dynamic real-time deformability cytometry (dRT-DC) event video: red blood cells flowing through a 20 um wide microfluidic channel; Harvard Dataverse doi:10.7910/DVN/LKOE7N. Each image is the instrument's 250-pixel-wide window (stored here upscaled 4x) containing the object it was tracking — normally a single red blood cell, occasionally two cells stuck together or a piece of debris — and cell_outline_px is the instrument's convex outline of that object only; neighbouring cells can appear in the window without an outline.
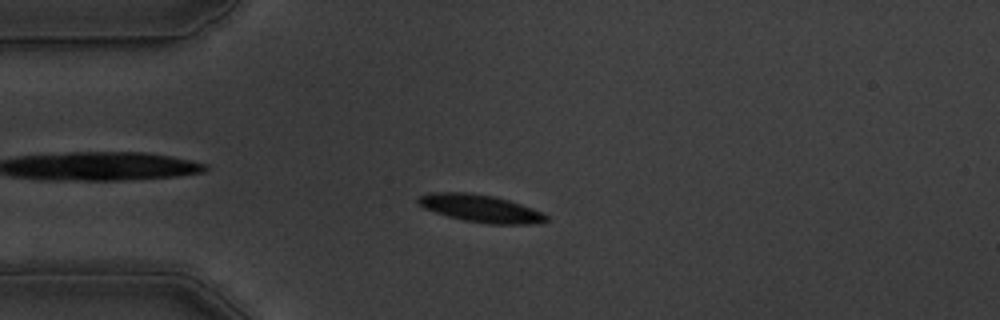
{"species": "common noctule bat (a hibernating species)", "species_latin": "Nyctalus noctula", "temperature_condition": "warm", "stored_images_in_passage": 57, "camera_frame_rate_fps": 3000, "um_per_image_px": 0.085, "animal": {"sex": "male", "body_mass_g": 19.5, "forearm_length_mm": 54.6}, "frame": {"image": 1, "passage_image": 14, "time_ms": 4.333, "image_size_px": [1000, 320], "cell_outline_px": [[548, 220], [540, 224], [488, 224], [464, 220], [448, 216], [424, 208], [416, 200], [420, 196], [428, 192], [472, 192], [496, 196], [544, 212], [548, 216]], "centroid_in_image_um": [40.89, 17.71], "position_along_channel_um": 44.1, "area_um2": 20.69}}
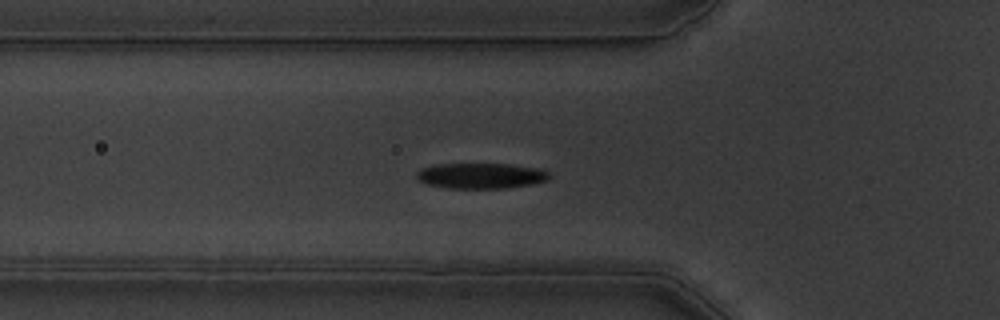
{"frame": {"image": 2, "passage_image": 19, "time_ms": 6.0, "image_size_px": [1000, 320], "cell_outline_px": [[552, 176], [548, 180], [532, 184], [508, 188], [448, 188], [428, 184], [416, 180], [416, 172], [420, 168], [432, 164], [508, 164], [540, 168], [548, 172]], "centroid_in_image_um": [40.86, 14.93], "position_along_channel_um": 84.9, "area_um2": 20.0}}
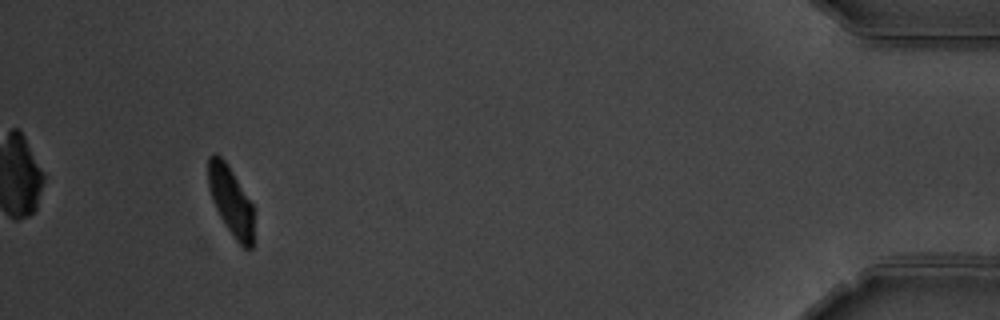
{"frame": {"image": 3, "passage_image": 53, "time_ms": 17.333, "image_size_px": [1000, 320], "cell_outline_px": [[252, 248], [244, 248], [236, 240], [220, 216], [212, 200], [208, 188], [208, 156], [216, 152], [224, 160], [232, 172], [252, 204]], "centroid_in_image_um": [19.58, 17.03], "position_along_channel_um": 415.6, "area_um2": 17.74}, "authors_computed_cell_mechanics": {"area_um2": 19.941, "velocity_mm_per_s": 3.5321, "shape_relaxation_time_tau1_ms": 3.1078, "shape_relaxation_time_tau2_ms": 1.9982, "deformation_change_tau1": 0.1458, "deformation_change_tau2": 0.0609}}